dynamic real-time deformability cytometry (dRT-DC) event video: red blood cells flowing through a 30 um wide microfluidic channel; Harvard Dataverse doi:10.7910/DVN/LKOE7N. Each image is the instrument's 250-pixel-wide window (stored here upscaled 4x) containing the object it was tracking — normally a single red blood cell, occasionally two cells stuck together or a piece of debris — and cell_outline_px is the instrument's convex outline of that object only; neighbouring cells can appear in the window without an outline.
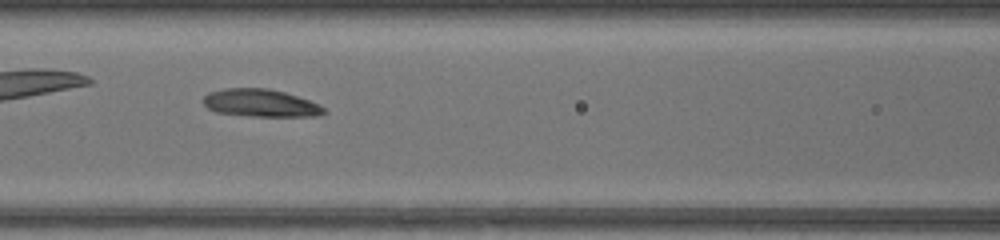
{"species": "common noctule bat (a hibernating species)", "species_latin": "Nyctalus noctula", "temperature_condition": "warm", "stored_images_in_passage": 25, "camera_frame_rate_fps": 3000, "um_per_image_px": 0.085, "animal": {"sex": "female", "body_mass_g": 17.0, "forearm_length_mm": 48.0}, "frame": {"image": 1, "passage_image": 8, "time_ms": 2.333, "image_size_px": [1000, 240], "cell_outline_px": [[328, 112], [316, 116], [252, 116], [216, 112], [208, 108], [204, 104], [204, 96], [208, 92], [224, 88], [268, 88], [284, 92], [320, 104]], "centroid_in_image_um": [22.15, 8.75], "position_along_channel_um": 144.4, "area_um2": 19.36}}
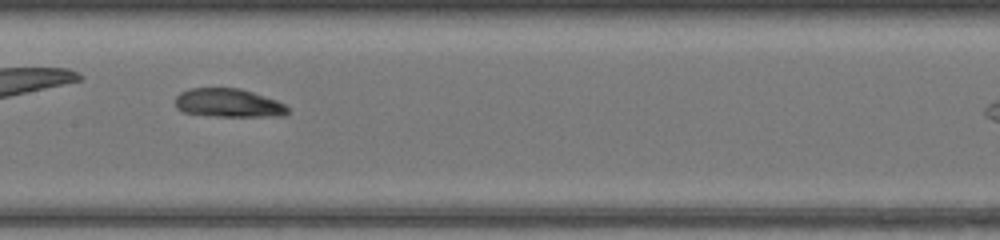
{"frame": {"image": 2, "passage_image": 11, "time_ms": 3.333, "image_size_px": [1000, 240], "cell_outline_px": [[288, 112], [284, 116], [216, 116], [184, 112], [176, 108], [176, 96], [180, 92], [188, 88], [240, 88], [276, 100], [284, 104], [288, 108]], "centroid_in_image_um": [19.4, 8.75], "position_along_channel_um": 188.0, "area_um2": 18.61}}